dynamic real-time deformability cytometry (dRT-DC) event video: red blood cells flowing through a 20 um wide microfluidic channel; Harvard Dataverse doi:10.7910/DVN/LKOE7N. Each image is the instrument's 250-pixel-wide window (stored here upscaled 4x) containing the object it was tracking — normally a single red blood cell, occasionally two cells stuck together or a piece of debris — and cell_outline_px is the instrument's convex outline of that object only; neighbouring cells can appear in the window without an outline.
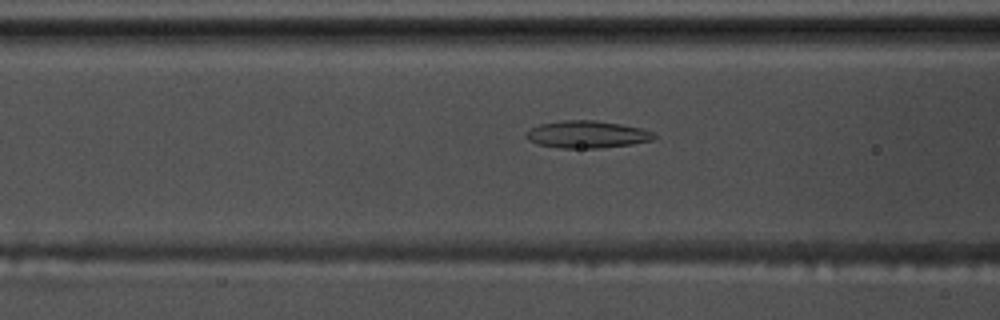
{"species": "common noctule bat (a hibernating species)", "species_latin": "Nyctalus noctula", "temperature_condition": "warm", "stored_images_in_passage": 40, "camera_frame_rate_fps": 3000, "um_per_image_px": 0.085, "animal": {"sex": "male", "body_mass_g": 17.5, "forearm_length_mm": 52.3}, "frame": {"image": 1, "passage_image": 6, "time_ms": 1.667, "image_size_px": [1000, 320], "cell_outline_px": [[656, 136], [652, 140], [632, 144], [600, 148], [560, 148], [536, 144], [528, 140], [524, 136], [524, 132], [540, 124], [564, 120], [596, 120], [620, 124], [640, 128], [652, 132]], "centroid_in_image_um": [49.85, 11.43], "position_along_channel_um": 116.8, "area_um2": 20.35}}
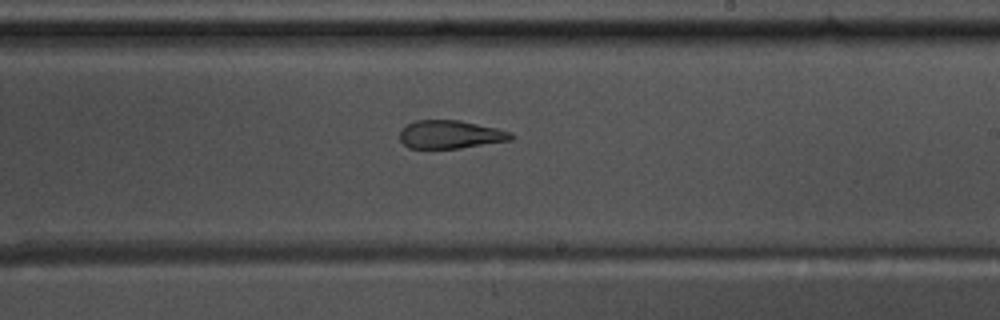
{"frame": {"image": 2, "passage_image": 17, "time_ms": 5.333, "image_size_px": [1000, 320], "cell_outline_px": [[516, 136], [512, 140], [460, 148], [408, 148], [400, 140], [400, 128], [416, 120], [460, 120], [496, 128], [512, 132]], "centroid_in_image_um": [38.29, 11.43], "position_along_channel_um": 250.7, "area_um2": 18.38}}
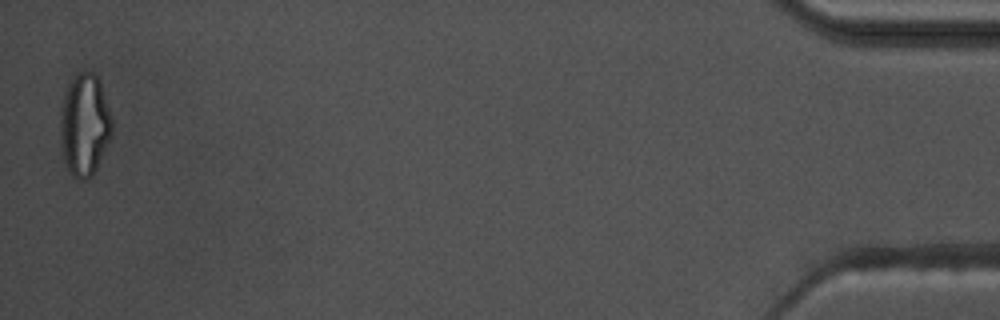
{"frame": {"image": 3, "passage_image": 39, "time_ms": 12.667, "image_size_px": [1000, 320], "cell_outline_px": [[112, 136], [96, 168], [88, 176], [80, 180], [72, 176], [64, 160], [60, 144], [60, 108], [64, 92], [68, 84], [80, 72], [92, 72], [96, 76], [100, 84], [112, 120]], "centroid_in_image_um": [7.16, 10.62], "position_along_channel_um": 428.0, "area_um2": 30.46}, "authors_computed_cell_mechanics": {"area_um2": 20.6057, "velocity_mm_per_s": 3.6661, "shape_relaxation_time_tau1_ms": null, "shape_relaxation_time_tau2_ms": 2.2691, "deformation_change_tau1": null, "deformation_change_tau2": 0.1076}}